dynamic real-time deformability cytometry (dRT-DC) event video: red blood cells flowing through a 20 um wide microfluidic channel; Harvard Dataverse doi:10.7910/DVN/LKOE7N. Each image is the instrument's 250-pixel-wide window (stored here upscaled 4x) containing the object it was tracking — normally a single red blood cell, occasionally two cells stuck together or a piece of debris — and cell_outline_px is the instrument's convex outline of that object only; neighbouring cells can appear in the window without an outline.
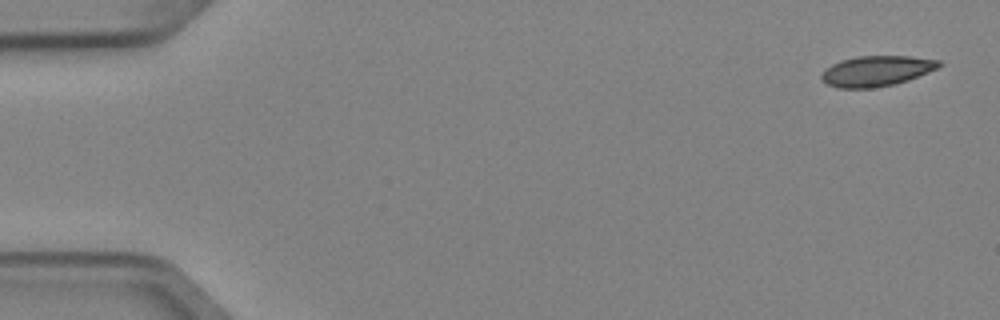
{"species": "Egyptian fruit bat (a non-hibernating species)", "species_latin": "Rousettus aegyptiacus", "temperature_condition": "cold", "stored_images_in_passage": 4, "camera_frame_rate_fps": 3000, "um_per_image_px": 0.085, "animal": {"sex": "female"}, "frame": {"image": 1, "passage_image": 1, "time_ms": 0.0, "image_size_px": [1000, 320], "cell_outline_px": [[944, 64], [928, 72], [908, 80], [892, 84], [872, 88], [836, 88], [824, 84], [820, 80], [820, 76], [832, 64], [840, 60], [856, 56], [908, 56], [940, 60]], "centroid_in_image_um": [74.47, 6.03], "position_along_channel_um": 10.5, "area_um2": 20.87}}